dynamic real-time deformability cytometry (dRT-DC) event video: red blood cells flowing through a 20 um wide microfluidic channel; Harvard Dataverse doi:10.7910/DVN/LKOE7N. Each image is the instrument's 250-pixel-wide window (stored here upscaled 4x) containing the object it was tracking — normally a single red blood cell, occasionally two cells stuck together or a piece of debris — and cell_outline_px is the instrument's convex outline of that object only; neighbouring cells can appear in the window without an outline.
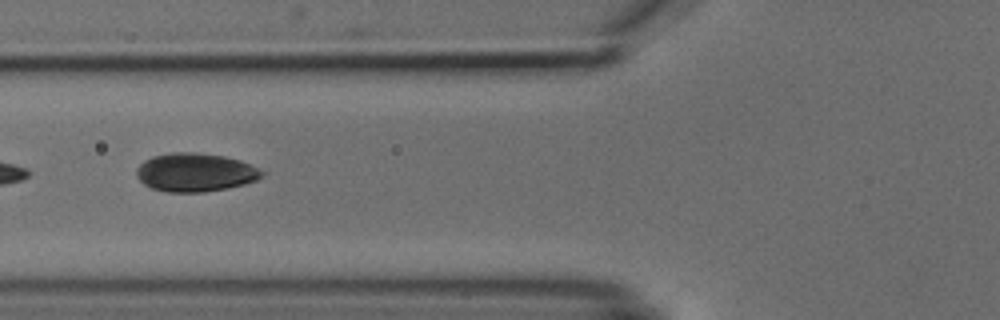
{"species": "common noctule bat (a hibernating species)", "species_latin": "Nyctalus noctula", "temperature_condition": "cold", "stored_images_in_passage": 6, "camera_frame_rate_fps": 3000, "um_per_image_px": 0.085, "animal": {"sex": "male", "body_mass_g": 18.8}, "frame": {"image": 1, "passage_image": 2, "time_ms": 1.333, "image_size_px": [1000, 320], "cell_outline_px": [[264, 176], [256, 180], [244, 184], [228, 188], [204, 192], [168, 192], [152, 188], [144, 184], [136, 176], [136, 168], [144, 160], [152, 156], [172, 152], [196, 152], [224, 156], [240, 160], [264, 172]], "centroid_in_image_um": [16.57, 14.65], "position_along_channel_um": 109.2, "area_um2": 28.15}}
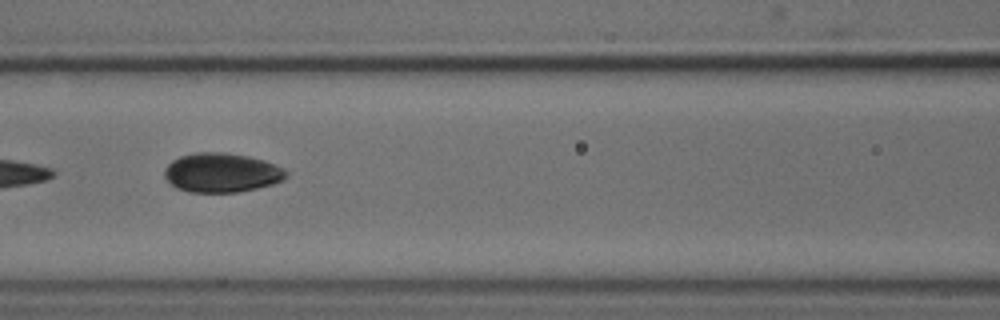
{"frame": {"image": 2, "passage_image": 3, "time_ms": 2.333, "image_size_px": [1000, 320], "cell_outline_px": [[288, 176], [284, 180], [272, 184], [240, 192], [188, 192], [176, 188], [164, 176], [164, 168], [172, 160], [180, 156], [196, 152], [224, 152], [248, 156], [264, 160], [276, 164], [288, 172]], "centroid_in_image_um": [18.84, 14.67], "position_along_channel_um": 147.8, "area_um2": 28.03}}
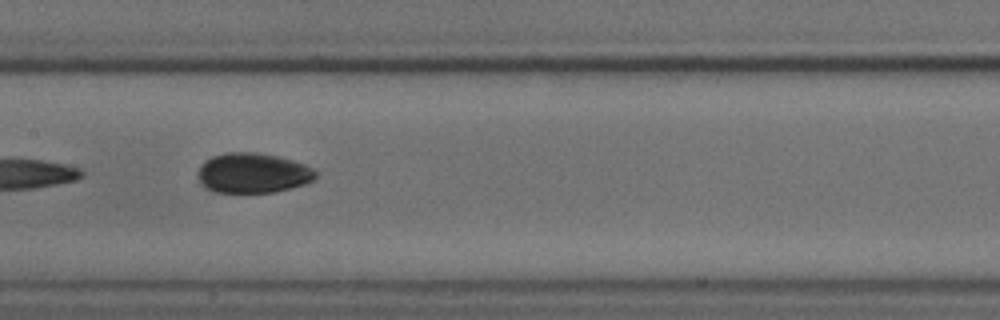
{"frame": {"image": 3, "passage_image": 4, "time_ms": 3.333, "image_size_px": [1000, 320], "cell_outline_px": [[316, 176], [312, 180], [304, 184], [272, 192], [216, 192], [204, 188], [200, 184], [196, 176], [200, 164], [204, 160], [212, 156], [224, 152], [256, 152], [276, 156], [292, 160], [304, 164], [312, 168], [316, 172]], "centroid_in_image_um": [21.41, 14.7], "position_along_channel_um": 186.0, "area_um2": 27.57}}